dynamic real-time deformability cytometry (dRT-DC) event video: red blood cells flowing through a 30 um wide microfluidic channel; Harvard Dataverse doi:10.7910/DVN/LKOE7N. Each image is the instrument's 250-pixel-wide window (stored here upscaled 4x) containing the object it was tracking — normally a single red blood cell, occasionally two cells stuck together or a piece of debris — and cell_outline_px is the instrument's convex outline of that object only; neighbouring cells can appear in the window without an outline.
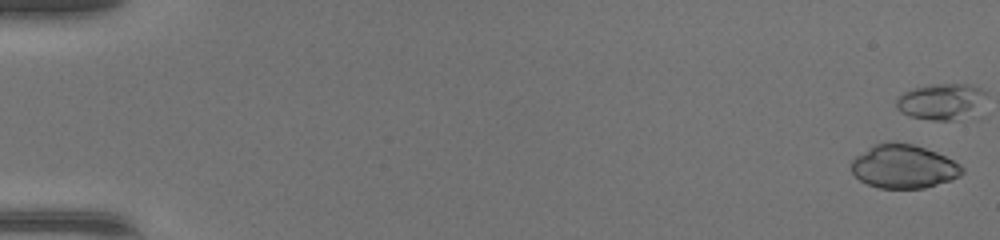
{"species": "common noctule bat (a hibernating species)", "species_latin": "Nyctalus noctula", "temperature_condition": "warm", "stored_images_in_passage": 25, "camera_frame_rate_fps": 3000, "um_per_image_px": 0.085, "animal": {"sex": "female", "body_mass_g": 17.0, "forearm_length_mm": 48.0}, "frame": {"image": 1, "passage_image": 1, "time_ms": 0.0, "image_size_px": [1000, 240], "cell_outline_px": [[964, 172], [960, 176], [924, 188], [880, 188], [868, 184], [860, 180], [852, 172], [852, 160], [856, 156], [868, 148], [876, 144], [912, 144], [936, 152], [960, 164], [964, 168]], "centroid_in_image_um": [76.82, 14.18], "position_along_channel_um": 8.2, "area_um2": 27.46}}